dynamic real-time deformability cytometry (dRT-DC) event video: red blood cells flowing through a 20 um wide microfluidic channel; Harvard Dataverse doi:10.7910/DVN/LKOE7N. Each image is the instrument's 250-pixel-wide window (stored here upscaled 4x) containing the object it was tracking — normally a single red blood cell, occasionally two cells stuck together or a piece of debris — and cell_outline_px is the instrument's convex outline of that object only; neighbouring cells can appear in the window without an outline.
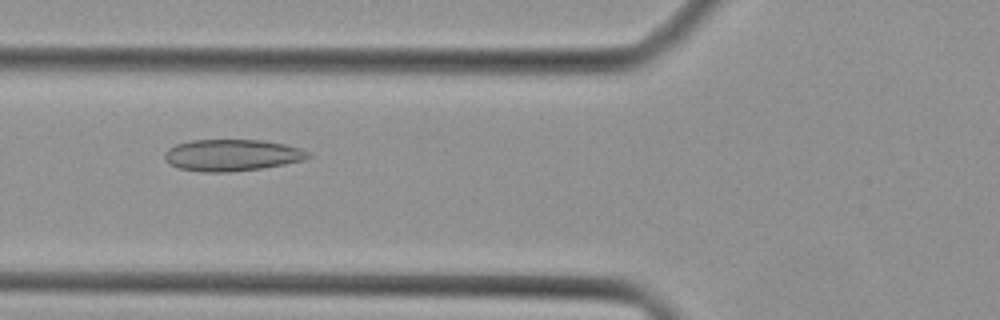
{"species": "Egyptian fruit bat (a non-hibernating species)", "species_latin": "Rousettus aegyptiacus", "temperature_condition": "cold", "stored_images_in_passage": 34, "camera_frame_rate_fps": 3000, "um_per_image_px": 0.085, "animal": {"sex": "female"}, "frame": {"image": 1, "passage_image": 7, "time_ms": 2.0, "image_size_px": [1000, 320], "cell_outline_px": [[312, 156], [304, 160], [264, 168], [228, 172], [204, 172], [180, 168], [172, 164], [164, 156], [164, 152], [168, 148], [176, 144], [192, 140], [264, 140], [284, 144], [300, 148], [308, 152]], "centroid_in_image_um": [19.75, 13.18], "position_along_channel_um": 106.1, "area_um2": 26.36}}
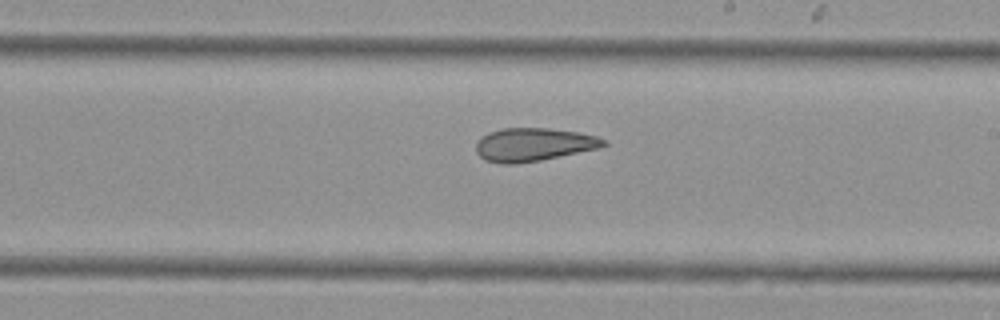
{"frame": {"image": 2, "passage_image": 16, "time_ms": 5.0, "image_size_px": [1000, 320], "cell_outline_px": [[608, 144], [600, 148], [540, 160], [516, 164], [504, 164], [484, 160], [476, 152], [476, 140], [488, 132], [504, 128], [548, 128], [576, 132], [596, 136], [608, 140]], "centroid_in_image_um": [45.34, 12.29], "position_along_channel_um": 243.7, "area_um2": 24.8}}
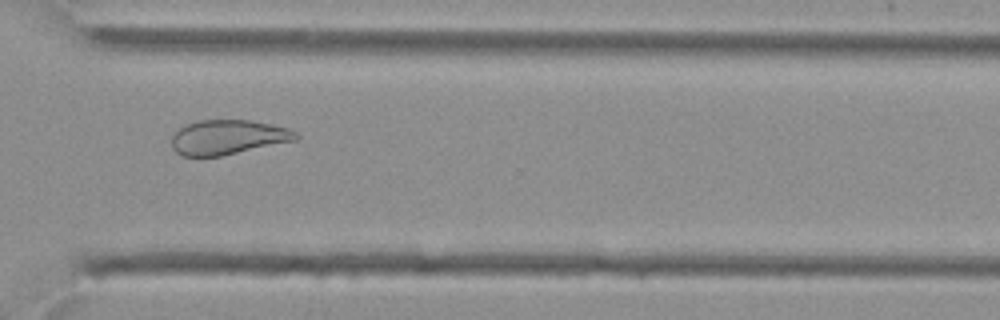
{"frame": {"image": 3, "passage_image": 23, "time_ms": 7.333, "image_size_px": [1000, 320], "cell_outline_px": [[300, 136], [296, 140], [220, 156], [184, 156], [176, 152], [172, 148], [172, 136], [184, 124], [200, 120], [252, 120], [288, 128], [296, 132]], "centroid_in_image_um": [19.36, 11.65], "position_along_channel_um": 351.2, "area_um2": 24.97}}